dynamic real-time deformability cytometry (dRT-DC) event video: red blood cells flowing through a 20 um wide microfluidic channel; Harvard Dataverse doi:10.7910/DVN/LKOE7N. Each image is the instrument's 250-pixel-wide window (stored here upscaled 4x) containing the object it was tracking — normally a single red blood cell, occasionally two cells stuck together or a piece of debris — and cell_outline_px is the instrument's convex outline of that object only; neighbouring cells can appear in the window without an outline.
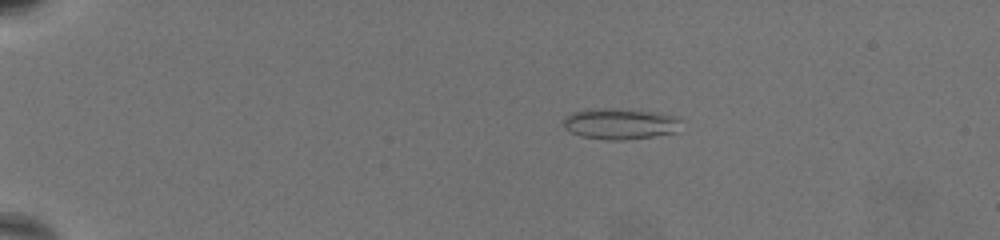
{"species": "common noctule bat (a hibernating species)", "species_latin": "Nyctalus noctula", "temperature_condition": "warm", "stored_images_in_passage": 69, "camera_frame_rate_fps": 3000, "um_per_image_px": 0.085, "animal": {"sex": "female", "body_mass_g": 19.5, "forearm_length_mm": 54.1}, "frame": {"image": 1, "passage_image": 16, "time_ms": 5.0, "image_size_px": [1000, 240], "cell_outline_px": [[680, 132], [624, 140], [608, 140], [580, 136], [564, 128], [564, 116], [572, 112], [596, 108], [628, 108], [660, 112], [680, 116]], "centroid_in_image_um": [52.77, 10.5], "position_along_channel_um": 32.2, "area_um2": 21.85}}
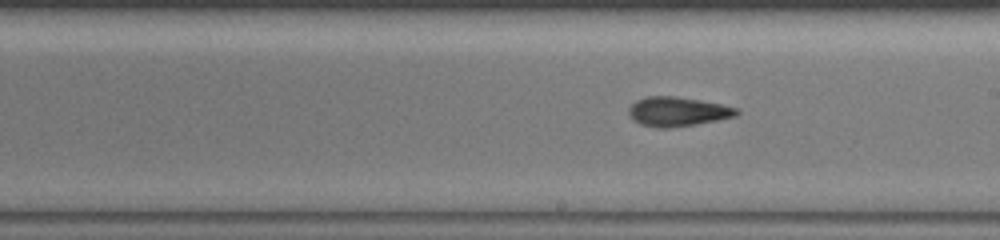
{"frame": {"image": 2, "passage_image": 43, "time_ms": 14.0, "image_size_px": [1000, 240], "cell_outline_px": [[740, 112], [736, 116], [696, 124], [668, 128], [656, 128], [640, 124], [632, 120], [628, 112], [628, 108], [636, 100], [648, 96], [676, 96], [700, 100], [740, 108]], "centroid_in_image_um": [57.58, 9.48], "position_along_channel_um": 231.4, "area_um2": 18.55}}
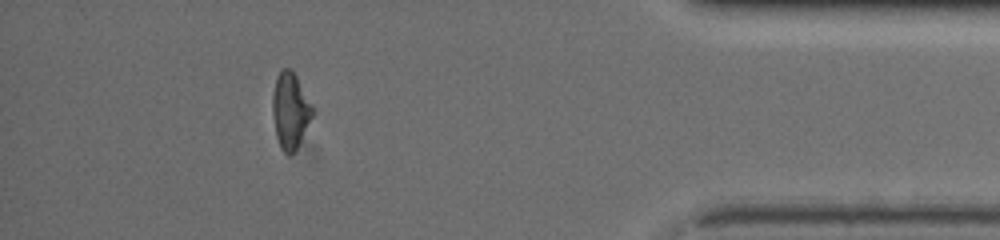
{"frame": {"image": 3, "passage_image": 63, "time_ms": 20.667, "image_size_px": [1000, 240], "cell_outline_px": [[312, 116], [296, 148], [288, 156], [280, 148], [276, 136], [272, 112], [272, 96], [276, 76], [284, 68], [288, 68], [296, 76], [312, 108]], "centroid_in_image_um": [24.62, 9.41], "position_along_channel_um": 410.6, "area_um2": 17.11}, "authors_computed_cell_mechanics": {"area_um2": 18.5538, "velocity_mm_per_s": 3.2365, "shape_relaxation_time_tau1_ms": null, "shape_relaxation_time_tau2_ms": 2.4817, "deformation_change_tau1": null, "deformation_change_tau2": 0.096}}